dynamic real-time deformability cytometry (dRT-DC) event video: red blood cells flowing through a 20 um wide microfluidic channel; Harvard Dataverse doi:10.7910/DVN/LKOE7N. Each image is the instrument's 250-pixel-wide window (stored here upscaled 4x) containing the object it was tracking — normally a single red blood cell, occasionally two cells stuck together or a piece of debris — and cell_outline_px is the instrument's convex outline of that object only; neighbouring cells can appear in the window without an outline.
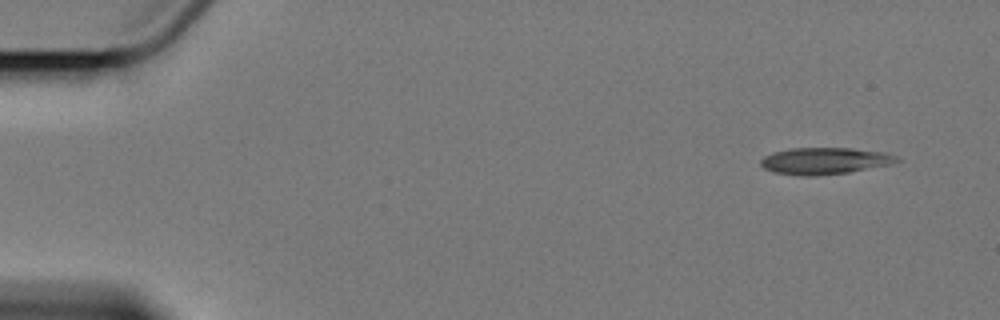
{"species": "Egyptian fruit bat (a non-hibernating species)", "species_latin": "Rousettus aegyptiacus", "temperature_condition": "cold", "stored_images_in_passage": 6, "camera_frame_rate_fps": 3000, "um_per_image_px": 0.085, "animal": {"sex": "female"}, "frame": {"image": 1, "passage_image": 1, "time_ms": 0.0, "image_size_px": [1000, 320], "cell_outline_px": [[900, 160], [892, 164], [848, 172], [812, 176], [804, 176], [776, 172], [764, 168], [760, 164], [760, 160], [764, 156], [772, 152], [792, 148], [852, 148], [880, 152], [900, 156]], "centroid_in_image_um": [70.1, 13.67], "position_along_channel_um": 14.9, "area_um2": 21.04}}
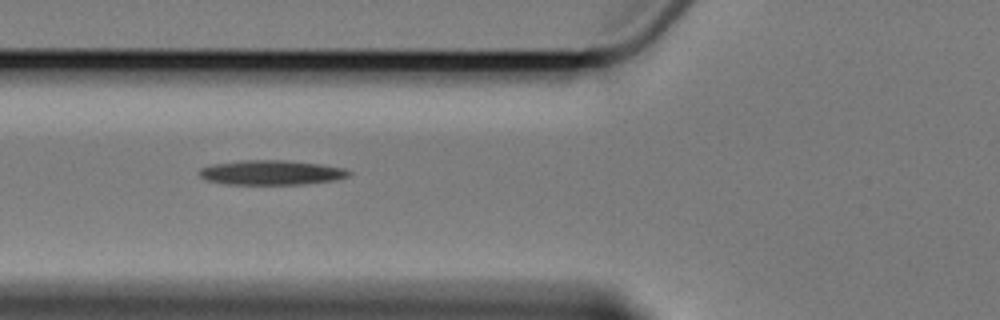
{"frame": {"image": 2, "passage_image": 6, "time_ms": 6.0, "image_size_px": [1000, 320], "cell_outline_px": [[352, 172], [348, 176], [336, 180], [304, 184], [228, 184], [208, 180], [200, 176], [200, 168], [212, 164], [244, 160], [284, 160], [320, 164], [340, 168]], "centroid_in_image_um": [23.06, 14.66], "position_along_channel_um": 102.7, "area_um2": 21.21}}